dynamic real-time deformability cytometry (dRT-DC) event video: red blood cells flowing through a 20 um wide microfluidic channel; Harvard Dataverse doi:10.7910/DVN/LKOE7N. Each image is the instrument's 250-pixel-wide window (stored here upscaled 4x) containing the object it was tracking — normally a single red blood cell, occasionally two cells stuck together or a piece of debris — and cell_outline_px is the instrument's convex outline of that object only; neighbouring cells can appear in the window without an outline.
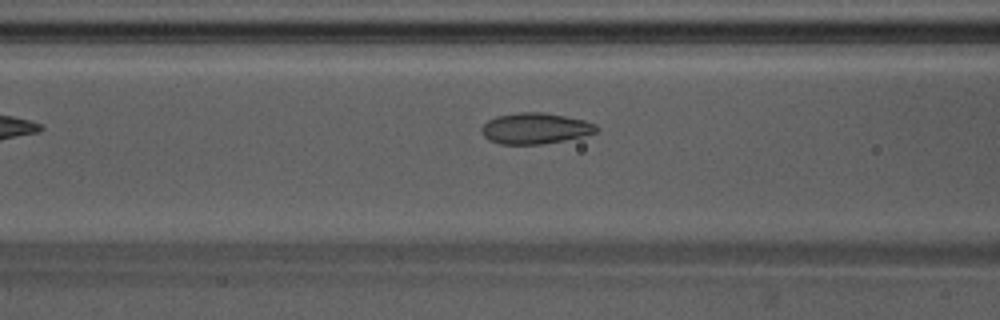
{"species": "Egyptian fruit bat (a non-hibernating species)", "species_latin": "Rousettus aegyptiacus", "temperature_condition": "warm", "stored_images_in_passage": 29, "camera_frame_rate_fps": 3000, "um_per_image_px": 0.085, "animal": {"sex": "male"}, "frame": {"image": 1, "passage_image": 6, "time_ms": 1.667, "image_size_px": [1000, 320], "cell_outline_px": [[600, 128], [596, 132], [564, 140], [540, 144], [500, 144], [488, 140], [480, 132], [480, 128], [488, 120], [496, 116], [516, 112], [540, 112], [564, 116], [584, 120], [596, 124]], "centroid_in_image_um": [45.45, 10.91], "position_along_channel_um": 121.2, "area_um2": 20.69}}
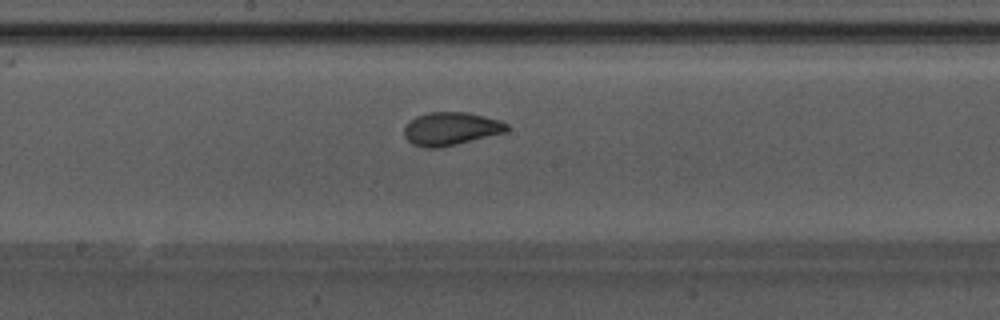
{"frame": {"image": 2, "passage_image": 13, "time_ms": 4.0, "image_size_px": [1000, 320], "cell_outline_px": [[508, 132], [440, 148], [424, 148], [412, 144], [404, 136], [404, 128], [408, 120], [416, 116], [428, 112], [468, 112], [500, 120], [508, 124]], "centroid_in_image_um": [38.31, 10.94], "position_along_channel_um": 209.9, "area_um2": 20.11}}
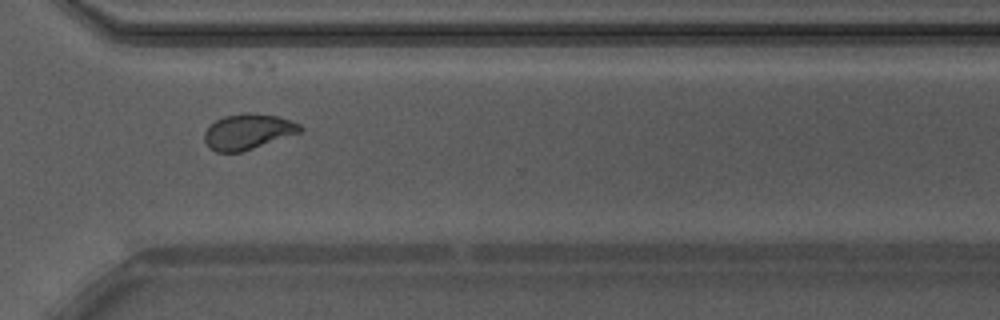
{"frame": {"image": 3, "passage_image": 24, "time_ms": 7.667, "image_size_px": [1000, 320], "cell_outline_px": [[304, 128], [300, 132], [240, 152], [216, 152], [208, 148], [204, 140], [204, 132], [216, 120], [224, 116], [244, 112], [252, 112], [280, 116], [300, 124]], "centroid_in_image_um": [21.06, 11.17], "position_along_channel_um": 349.5, "area_um2": 19.77}}